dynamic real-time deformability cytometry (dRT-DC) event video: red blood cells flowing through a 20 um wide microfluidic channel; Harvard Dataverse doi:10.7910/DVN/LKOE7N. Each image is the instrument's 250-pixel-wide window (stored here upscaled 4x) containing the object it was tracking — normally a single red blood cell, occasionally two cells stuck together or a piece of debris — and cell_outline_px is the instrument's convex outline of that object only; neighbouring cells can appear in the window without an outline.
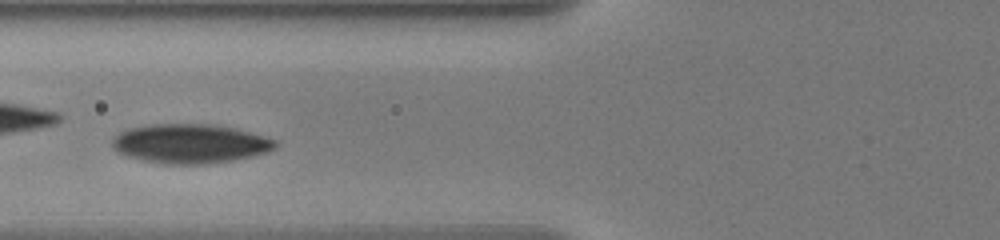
{"species": "human", "species_latin": "Homo sapiens", "temperature_condition": "warm", "stored_images_in_passage": 40, "camera_frame_rate_fps": 3000, "um_per_image_px": 0.085, "donor": {"sex": "male"}, "frame": {"image": 1, "passage_image": 8, "time_ms": 2.333, "image_size_px": [1000, 240], "cell_outline_px": [[276, 148], [268, 152], [236, 160], [208, 164], [164, 164], [144, 160], [128, 156], [116, 152], [112, 144], [112, 140], [120, 132], [128, 128], [148, 124], [212, 124], [236, 128], [276, 140]], "centroid_in_image_um": [16.17, 12.21], "position_along_channel_um": 109.6, "area_um2": 37.45}}
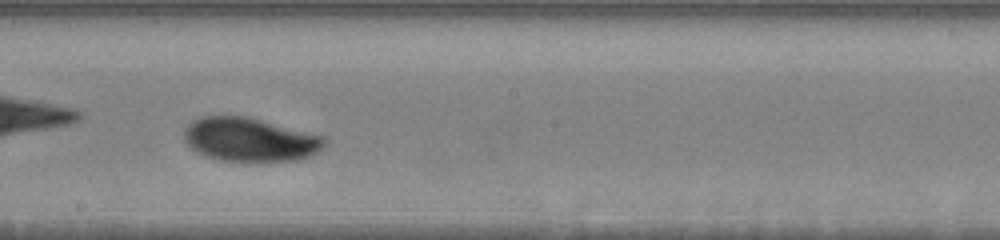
{"frame": {"image": 2, "passage_image": 18, "time_ms": 5.667, "image_size_px": [1000, 240], "cell_outline_px": [[328, 140], [312, 156], [296, 160], [256, 164], [220, 160], [204, 156], [196, 152], [184, 140], [184, 128], [192, 120], [204, 116], [248, 116], [320, 136]], "centroid_in_image_um": [21.19, 11.91], "position_along_channel_um": 227.0, "area_um2": 36.36}}
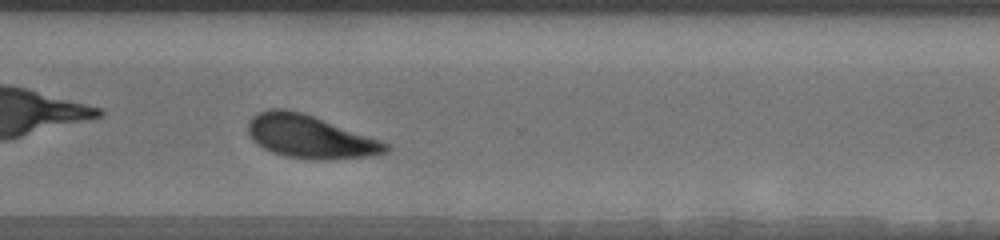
{"frame": {"image": 3, "passage_image": 28, "time_ms": 9.0, "image_size_px": [1000, 240], "cell_outline_px": [[392, 148], [388, 152], [376, 156], [328, 160], [312, 160], [284, 156], [272, 152], [256, 144], [252, 140], [248, 132], [248, 124], [252, 116], [268, 108], [284, 108], [300, 112], [312, 116], [380, 140], [388, 144]], "centroid_in_image_um": [26.35, 11.64], "position_along_channel_um": 344.2, "area_um2": 34.62}, "authors_computed_cell_mechanics": {"area_um2": 36.5874, "velocity_mm_per_s": 3.5227, "shape_relaxation_time_tau1_ms": 2.6438, "shape_relaxation_time_tau2_ms": null, "deformation_change_tau1": 0.1214, "deformation_change_tau2": null}}